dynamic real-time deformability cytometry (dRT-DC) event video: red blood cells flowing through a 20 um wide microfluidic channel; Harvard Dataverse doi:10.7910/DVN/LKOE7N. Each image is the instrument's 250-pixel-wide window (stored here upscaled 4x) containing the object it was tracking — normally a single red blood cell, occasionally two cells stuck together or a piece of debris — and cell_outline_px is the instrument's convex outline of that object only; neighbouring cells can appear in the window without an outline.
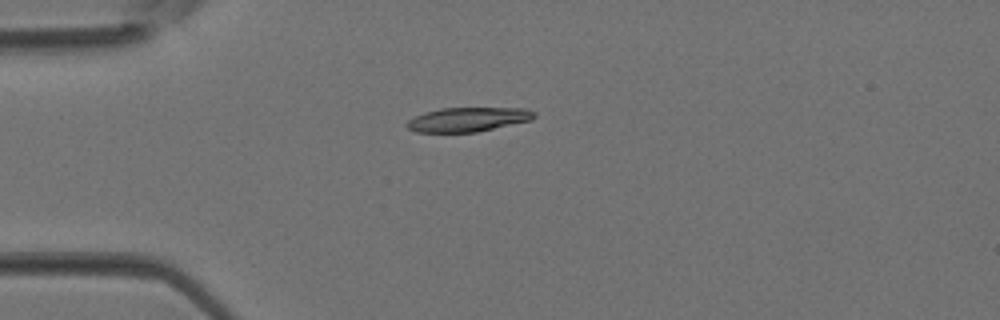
{"species": "Egyptian fruit bat (a non-hibernating species)", "species_latin": "Rousettus aegyptiacus", "temperature_condition": "room temperature", "stored_images_in_passage": 2, "camera_frame_rate_fps": 3000, "um_per_image_px": 0.085, "animal": {"sex": "female"}, "frame": {"image": 1, "passage_image": 2, "time_ms": 0.333, "image_size_px": [1000, 320], "cell_outline_px": [[536, 116], [532, 120], [476, 132], [416, 132], [408, 128], [404, 124], [408, 120], [424, 112], [440, 108], [524, 108], [536, 112]], "centroid_in_image_um": [39.77, 10.15], "position_along_channel_um": 45.2, "area_um2": 18.03}}